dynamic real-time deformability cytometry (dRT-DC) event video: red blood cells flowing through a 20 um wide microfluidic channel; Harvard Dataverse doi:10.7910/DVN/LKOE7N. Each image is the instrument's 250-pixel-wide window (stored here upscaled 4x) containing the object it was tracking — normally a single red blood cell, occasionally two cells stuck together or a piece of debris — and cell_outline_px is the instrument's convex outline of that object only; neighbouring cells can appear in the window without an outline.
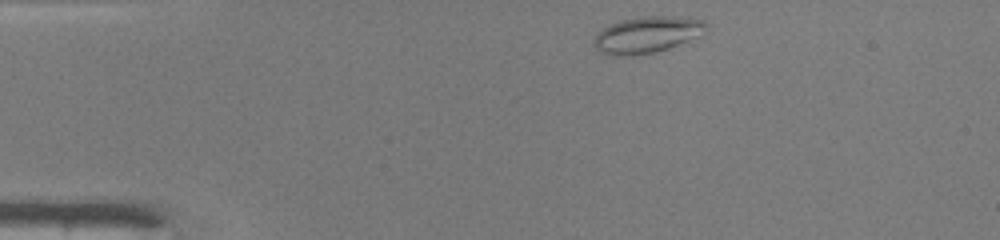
{"species": "common noctule bat (a hibernating species)", "species_latin": "Nyctalus noctula", "temperature_condition": "warm", "stored_images_in_passage": 40, "camera_frame_rate_fps": 3000, "um_per_image_px": 0.085, "animal": {"sex": "male", "body_mass_g": 19.0, "forearm_length_mm": 50.8}, "frame": {"image": 1, "passage_image": 1, "time_ms": 0.0, "image_size_px": [1000, 240], "cell_outline_px": [[708, 24], [700, 36], [668, 48], [652, 52], [632, 56], [612, 56], [600, 52], [592, 44], [592, 40], [596, 32], [608, 24], [620, 20], [640, 16], [672, 16], [704, 20]], "centroid_in_image_um": [54.92, 2.94], "position_along_channel_um": 30.1, "area_um2": 24.1}}
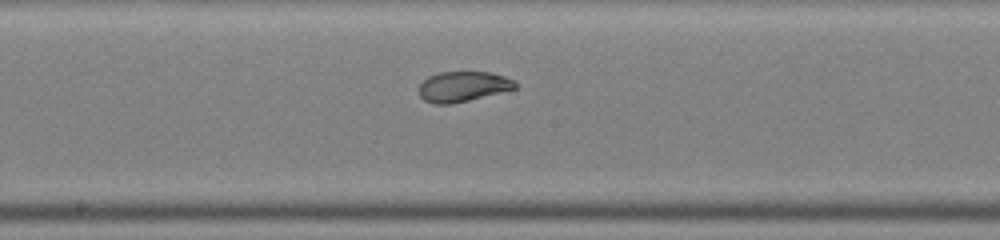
{"frame": {"image": 2, "passage_image": 18, "time_ms": 5.667, "image_size_px": [1000, 240], "cell_outline_px": [[516, 88], [452, 104], [436, 104], [424, 100], [420, 96], [420, 84], [428, 76], [440, 72], [492, 72], [516, 80]], "centroid_in_image_um": [39.35, 7.34], "position_along_channel_um": 208.8, "area_um2": 16.82}}
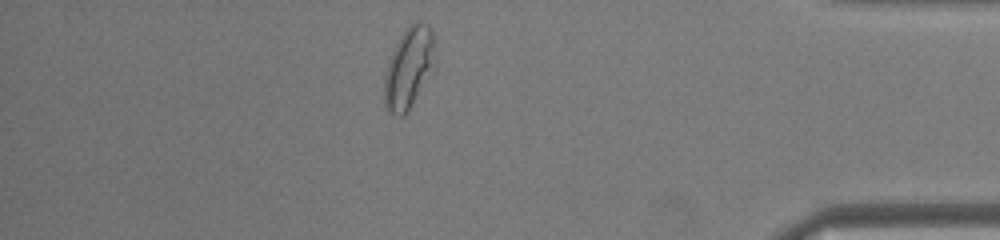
{"frame": {"image": 3, "passage_image": 34, "time_ms": 11.0, "image_size_px": [1000, 240], "cell_outline_px": [[436, 68], [404, 116], [400, 116], [388, 112], [384, 108], [384, 76], [392, 52], [400, 36], [408, 24], [416, 20], [420, 20], [428, 24], [432, 32], [436, 60]], "centroid_in_image_um": [34.77, 5.75], "position_along_channel_um": 400.4, "area_um2": 24.45}, "authors_computed_cell_mechanics": {"area_um2": 18.785, "velocity_mm_per_s": 4.2234, "shape_relaxation_time_tau1_ms": 10.4894, "shape_relaxation_time_tau2_ms": null, "deformation_change_tau1": 0.2849, "deformation_change_tau2": null}}